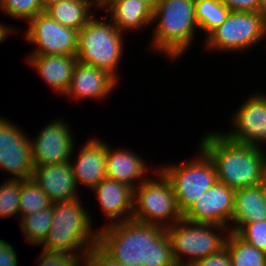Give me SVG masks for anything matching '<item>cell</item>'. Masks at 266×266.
Here are the masks:
<instances>
[{
	"mask_svg": "<svg viewBox=\"0 0 266 266\" xmlns=\"http://www.w3.org/2000/svg\"><path fill=\"white\" fill-rule=\"evenodd\" d=\"M198 144L213 161L217 181L229 188L238 190L265 182L263 148L235 143L220 130L207 132Z\"/></svg>",
	"mask_w": 266,
	"mask_h": 266,
	"instance_id": "2",
	"label": "cell"
},
{
	"mask_svg": "<svg viewBox=\"0 0 266 266\" xmlns=\"http://www.w3.org/2000/svg\"><path fill=\"white\" fill-rule=\"evenodd\" d=\"M32 178L52 203L72 200L80 196L70 161L35 166Z\"/></svg>",
	"mask_w": 266,
	"mask_h": 266,
	"instance_id": "19",
	"label": "cell"
},
{
	"mask_svg": "<svg viewBox=\"0 0 266 266\" xmlns=\"http://www.w3.org/2000/svg\"><path fill=\"white\" fill-rule=\"evenodd\" d=\"M205 40V51L244 52L266 39V22L258 12H233Z\"/></svg>",
	"mask_w": 266,
	"mask_h": 266,
	"instance_id": "9",
	"label": "cell"
},
{
	"mask_svg": "<svg viewBox=\"0 0 266 266\" xmlns=\"http://www.w3.org/2000/svg\"><path fill=\"white\" fill-rule=\"evenodd\" d=\"M151 27L154 28L150 40L152 52L158 51L172 63L180 60L193 45L199 30L195 19V0H160L153 9Z\"/></svg>",
	"mask_w": 266,
	"mask_h": 266,
	"instance_id": "3",
	"label": "cell"
},
{
	"mask_svg": "<svg viewBox=\"0 0 266 266\" xmlns=\"http://www.w3.org/2000/svg\"><path fill=\"white\" fill-rule=\"evenodd\" d=\"M178 266H192L198 260L224 248L230 230L216 224L193 223L182 218L166 228ZM185 258V259H184Z\"/></svg>",
	"mask_w": 266,
	"mask_h": 266,
	"instance_id": "6",
	"label": "cell"
},
{
	"mask_svg": "<svg viewBox=\"0 0 266 266\" xmlns=\"http://www.w3.org/2000/svg\"><path fill=\"white\" fill-rule=\"evenodd\" d=\"M86 208L80 197L53 203L51 228L42 249L87 255L98 244V229Z\"/></svg>",
	"mask_w": 266,
	"mask_h": 266,
	"instance_id": "4",
	"label": "cell"
},
{
	"mask_svg": "<svg viewBox=\"0 0 266 266\" xmlns=\"http://www.w3.org/2000/svg\"><path fill=\"white\" fill-rule=\"evenodd\" d=\"M102 214L107 219L104 226L131 220L133 216L134 189L109 178H104L92 189ZM109 219V220H108Z\"/></svg>",
	"mask_w": 266,
	"mask_h": 266,
	"instance_id": "17",
	"label": "cell"
},
{
	"mask_svg": "<svg viewBox=\"0 0 266 266\" xmlns=\"http://www.w3.org/2000/svg\"><path fill=\"white\" fill-rule=\"evenodd\" d=\"M153 174V178H147L134 189L132 219L167 228L181 220L183 214L170 180L159 168L150 175Z\"/></svg>",
	"mask_w": 266,
	"mask_h": 266,
	"instance_id": "7",
	"label": "cell"
},
{
	"mask_svg": "<svg viewBox=\"0 0 266 266\" xmlns=\"http://www.w3.org/2000/svg\"><path fill=\"white\" fill-rule=\"evenodd\" d=\"M98 245L123 266H178L166 228L127 220L98 228Z\"/></svg>",
	"mask_w": 266,
	"mask_h": 266,
	"instance_id": "1",
	"label": "cell"
},
{
	"mask_svg": "<svg viewBox=\"0 0 266 266\" xmlns=\"http://www.w3.org/2000/svg\"><path fill=\"white\" fill-rule=\"evenodd\" d=\"M27 64L33 67L41 79L54 90L57 95L65 96L67 93L74 67L77 63L76 56L66 55H27Z\"/></svg>",
	"mask_w": 266,
	"mask_h": 266,
	"instance_id": "21",
	"label": "cell"
},
{
	"mask_svg": "<svg viewBox=\"0 0 266 266\" xmlns=\"http://www.w3.org/2000/svg\"><path fill=\"white\" fill-rule=\"evenodd\" d=\"M53 218V203L50 207L35 213L20 217L19 224L25 241L31 245H40L51 228Z\"/></svg>",
	"mask_w": 266,
	"mask_h": 266,
	"instance_id": "26",
	"label": "cell"
},
{
	"mask_svg": "<svg viewBox=\"0 0 266 266\" xmlns=\"http://www.w3.org/2000/svg\"><path fill=\"white\" fill-rule=\"evenodd\" d=\"M198 151L190 161L158 165L173 186L176 203L182 214L217 181L213 161L200 147Z\"/></svg>",
	"mask_w": 266,
	"mask_h": 266,
	"instance_id": "8",
	"label": "cell"
},
{
	"mask_svg": "<svg viewBox=\"0 0 266 266\" xmlns=\"http://www.w3.org/2000/svg\"><path fill=\"white\" fill-rule=\"evenodd\" d=\"M99 9L98 0H64L48 6L44 12L59 24L80 31Z\"/></svg>",
	"mask_w": 266,
	"mask_h": 266,
	"instance_id": "23",
	"label": "cell"
},
{
	"mask_svg": "<svg viewBox=\"0 0 266 266\" xmlns=\"http://www.w3.org/2000/svg\"><path fill=\"white\" fill-rule=\"evenodd\" d=\"M266 147L263 148V152H264V155H265V163H266Z\"/></svg>",
	"mask_w": 266,
	"mask_h": 266,
	"instance_id": "41",
	"label": "cell"
},
{
	"mask_svg": "<svg viewBox=\"0 0 266 266\" xmlns=\"http://www.w3.org/2000/svg\"><path fill=\"white\" fill-rule=\"evenodd\" d=\"M13 245L0 239V266H17L18 257Z\"/></svg>",
	"mask_w": 266,
	"mask_h": 266,
	"instance_id": "34",
	"label": "cell"
},
{
	"mask_svg": "<svg viewBox=\"0 0 266 266\" xmlns=\"http://www.w3.org/2000/svg\"><path fill=\"white\" fill-rule=\"evenodd\" d=\"M100 1H118V0H100ZM142 1H144L154 9L160 0H142Z\"/></svg>",
	"mask_w": 266,
	"mask_h": 266,
	"instance_id": "39",
	"label": "cell"
},
{
	"mask_svg": "<svg viewBox=\"0 0 266 266\" xmlns=\"http://www.w3.org/2000/svg\"><path fill=\"white\" fill-rule=\"evenodd\" d=\"M0 169L12 180L31 179L34 172L30 136L0 116Z\"/></svg>",
	"mask_w": 266,
	"mask_h": 266,
	"instance_id": "11",
	"label": "cell"
},
{
	"mask_svg": "<svg viewBox=\"0 0 266 266\" xmlns=\"http://www.w3.org/2000/svg\"><path fill=\"white\" fill-rule=\"evenodd\" d=\"M64 118H56L30 137L32 159L35 166L53 165L71 159L75 140L72 128Z\"/></svg>",
	"mask_w": 266,
	"mask_h": 266,
	"instance_id": "13",
	"label": "cell"
},
{
	"mask_svg": "<svg viewBox=\"0 0 266 266\" xmlns=\"http://www.w3.org/2000/svg\"><path fill=\"white\" fill-rule=\"evenodd\" d=\"M102 9L124 34L152 26L153 8L142 0L99 1Z\"/></svg>",
	"mask_w": 266,
	"mask_h": 266,
	"instance_id": "20",
	"label": "cell"
},
{
	"mask_svg": "<svg viewBox=\"0 0 266 266\" xmlns=\"http://www.w3.org/2000/svg\"><path fill=\"white\" fill-rule=\"evenodd\" d=\"M86 266H123L109 256L98 244L86 256Z\"/></svg>",
	"mask_w": 266,
	"mask_h": 266,
	"instance_id": "32",
	"label": "cell"
},
{
	"mask_svg": "<svg viewBox=\"0 0 266 266\" xmlns=\"http://www.w3.org/2000/svg\"><path fill=\"white\" fill-rule=\"evenodd\" d=\"M9 25H6V24H2L1 22H0V44L2 43V42H4V41H6L5 39H7L8 38V36H10L11 35V33L13 34L14 32H16L17 33V31L18 30H15V29H13L11 26H9ZM11 27V28H10Z\"/></svg>",
	"mask_w": 266,
	"mask_h": 266,
	"instance_id": "36",
	"label": "cell"
},
{
	"mask_svg": "<svg viewBox=\"0 0 266 266\" xmlns=\"http://www.w3.org/2000/svg\"><path fill=\"white\" fill-rule=\"evenodd\" d=\"M2 3H3V0H0V8H1V6H2Z\"/></svg>",
	"mask_w": 266,
	"mask_h": 266,
	"instance_id": "42",
	"label": "cell"
},
{
	"mask_svg": "<svg viewBox=\"0 0 266 266\" xmlns=\"http://www.w3.org/2000/svg\"><path fill=\"white\" fill-rule=\"evenodd\" d=\"M234 233L246 243L266 253V219L243 223Z\"/></svg>",
	"mask_w": 266,
	"mask_h": 266,
	"instance_id": "31",
	"label": "cell"
},
{
	"mask_svg": "<svg viewBox=\"0 0 266 266\" xmlns=\"http://www.w3.org/2000/svg\"><path fill=\"white\" fill-rule=\"evenodd\" d=\"M139 155L127 148L115 149L107 143L106 177L135 189L150 176L146 177L149 168L153 173L158 169V166L148 167V162Z\"/></svg>",
	"mask_w": 266,
	"mask_h": 266,
	"instance_id": "18",
	"label": "cell"
},
{
	"mask_svg": "<svg viewBox=\"0 0 266 266\" xmlns=\"http://www.w3.org/2000/svg\"><path fill=\"white\" fill-rule=\"evenodd\" d=\"M265 183H266V167H265Z\"/></svg>",
	"mask_w": 266,
	"mask_h": 266,
	"instance_id": "43",
	"label": "cell"
},
{
	"mask_svg": "<svg viewBox=\"0 0 266 266\" xmlns=\"http://www.w3.org/2000/svg\"><path fill=\"white\" fill-rule=\"evenodd\" d=\"M263 202L265 204L266 207V183H263Z\"/></svg>",
	"mask_w": 266,
	"mask_h": 266,
	"instance_id": "40",
	"label": "cell"
},
{
	"mask_svg": "<svg viewBox=\"0 0 266 266\" xmlns=\"http://www.w3.org/2000/svg\"><path fill=\"white\" fill-rule=\"evenodd\" d=\"M69 161L73 168V175L77 186L84 185L92 190L104 178H106V151L107 143L99 137L89 138L79 151L74 152ZM73 153H76L73 156ZM75 157V161H73ZM80 184V185H79ZM82 184V185H81Z\"/></svg>",
	"mask_w": 266,
	"mask_h": 266,
	"instance_id": "16",
	"label": "cell"
},
{
	"mask_svg": "<svg viewBox=\"0 0 266 266\" xmlns=\"http://www.w3.org/2000/svg\"><path fill=\"white\" fill-rule=\"evenodd\" d=\"M258 14L266 22V0H260V4L258 7Z\"/></svg>",
	"mask_w": 266,
	"mask_h": 266,
	"instance_id": "37",
	"label": "cell"
},
{
	"mask_svg": "<svg viewBox=\"0 0 266 266\" xmlns=\"http://www.w3.org/2000/svg\"><path fill=\"white\" fill-rule=\"evenodd\" d=\"M103 15L102 20L94 14L79 31L76 57L78 62L104 69L119 81L118 67L125 54L126 40L124 33Z\"/></svg>",
	"mask_w": 266,
	"mask_h": 266,
	"instance_id": "5",
	"label": "cell"
},
{
	"mask_svg": "<svg viewBox=\"0 0 266 266\" xmlns=\"http://www.w3.org/2000/svg\"><path fill=\"white\" fill-rule=\"evenodd\" d=\"M62 1H64V0H42V5H43V8L45 10L48 6H51L53 4H56V3H59Z\"/></svg>",
	"mask_w": 266,
	"mask_h": 266,
	"instance_id": "38",
	"label": "cell"
},
{
	"mask_svg": "<svg viewBox=\"0 0 266 266\" xmlns=\"http://www.w3.org/2000/svg\"><path fill=\"white\" fill-rule=\"evenodd\" d=\"M192 266H232V262L227 249L224 247L219 252L198 260Z\"/></svg>",
	"mask_w": 266,
	"mask_h": 266,
	"instance_id": "33",
	"label": "cell"
},
{
	"mask_svg": "<svg viewBox=\"0 0 266 266\" xmlns=\"http://www.w3.org/2000/svg\"><path fill=\"white\" fill-rule=\"evenodd\" d=\"M235 190L216 181L196 202L183 214L189 222L216 224L229 229L234 212Z\"/></svg>",
	"mask_w": 266,
	"mask_h": 266,
	"instance_id": "14",
	"label": "cell"
},
{
	"mask_svg": "<svg viewBox=\"0 0 266 266\" xmlns=\"http://www.w3.org/2000/svg\"><path fill=\"white\" fill-rule=\"evenodd\" d=\"M265 219L263 183L235 190L234 212L229 226L231 232H235L243 223H254Z\"/></svg>",
	"mask_w": 266,
	"mask_h": 266,
	"instance_id": "22",
	"label": "cell"
},
{
	"mask_svg": "<svg viewBox=\"0 0 266 266\" xmlns=\"http://www.w3.org/2000/svg\"><path fill=\"white\" fill-rule=\"evenodd\" d=\"M22 180L7 179L0 185V218L18 217Z\"/></svg>",
	"mask_w": 266,
	"mask_h": 266,
	"instance_id": "28",
	"label": "cell"
},
{
	"mask_svg": "<svg viewBox=\"0 0 266 266\" xmlns=\"http://www.w3.org/2000/svg\"><path fill=\"white\" fill-rule=\"evenodd\" d=\"M233 12H258L260 0H221Z\"/></svg>",
	"mask_w": 266,
	"mask_h": 266,
	"instance_id": "35",
	"label": "cell"
},
{
	"mask_svg": "<svg viewBox=\"0 0 266 266\" xmlns=\"http://www.w3.org/2000/svg\"><path fill=\"white\" fill-rule=\"evenodd\" d=\"M230 12L221 0H195V19L205 38L226 20Z\"/></svg>",
	"mask_w": 266,
	"mask_h": 266,
	"instance_id": "24",
	"label": "cell"
},
{
	"mask_svg": "<svg viewBox=\"0 0 266 266\" xmlns=\"http://www.w3.org/2000/svg\"><path fill=\"white\" fill-rule=\"evenodd\" d=\"M2 13L13 19L28 22L44 11L42 0H3L0 8Z\"/></svg>",
	"mask_w": 266,
	"mask_h": 266,
	"instance_id": "29",
	"label": "cell"
},
{
	"mask_svg": "<svg viewBox=\"0 0 266 266\" xmlns=\"http://www.w3.org/2000/svg\"><path fill=\"white\" fill-rule=\"evenodd\" d=\"M24 38L36 47L29 55L76 56L79 31L56 22L44 11L27 22Z\"/></svg>",
	"mask_w": 266,
	"mask_h": 266,
	"instance_id": "10",
	"label": "cell"
},
{
	"mask_svg": "<svg viewBox=\"0 0 266 266\" xmlns=\"http://www.w3.org/2000/svg\"><path fill=\"white\" fill-rule=\"evenodd\" d=\"M224 247L232 266H266V253L246 243L234 232L228 233Z\"/></svg>",
	"mask_w": 266,
	"mask_h": 266,
	"instance_id": "25",
	"label": "cell"
},
{
	"mask_svg": "<svg viewBox=\"0 0 266 266\" xmlns=\"http://www.w3.org/2000/svg\"><path fill=\"white\" fill-rule=\"evenodd\" d=\"M86 256L42 249L38 266H86Z\"/></svg>",
	"mask_w": 266,
	"mask_h": 266,
	"instance_id": "30",
	"label": "cell"
},
{
	"mask_svg": "<svg viewBox=\"0 0 266 266\" xmlns=\"http://www.w3.org/2000/svg\"><path fill=\"white\" fill-rule=\"evenodd\" d=\"M248 96L232 114V130L221 131L235 143L264 148L266 146V94L257 91ZM265 145V146H264Z\"/></svg>",
	"mask_w": 266,
	"mask_h": 266,
	"instance_id": "12",
	"label": "cell"
},
{
	"mask_svg": "<svg viewBox=\"0 0 266 266\" xmlns=\"http://www.w3.org/2000/svg\"><path fill=\"white\" fill-rule=\"evenodd\" d=\"M52 202L48 195L31 179L21 181L19 213L20 217L50 207Z\"/></svg>",
	"mask_w": 266,
	"mask_h": 266,
	"instance_id": "27",
	"label": "cell"
},
{
	"mask_svg": "<svg viewBox=\"0 0 266 266\" xmlns=\"http://www.w3.org/2000/svg\"><path fill=\"white\" fill-rule=\"evenodd\" d=\"M118 80L108 71L77 61L69 89L64 97L83 101L104 100L117 88Z\"/></svg>",
	"mask_w": 266,
	"mask_h": 266,
	"instance_id": "15",
	"label": "cell"
}]
</instances>
